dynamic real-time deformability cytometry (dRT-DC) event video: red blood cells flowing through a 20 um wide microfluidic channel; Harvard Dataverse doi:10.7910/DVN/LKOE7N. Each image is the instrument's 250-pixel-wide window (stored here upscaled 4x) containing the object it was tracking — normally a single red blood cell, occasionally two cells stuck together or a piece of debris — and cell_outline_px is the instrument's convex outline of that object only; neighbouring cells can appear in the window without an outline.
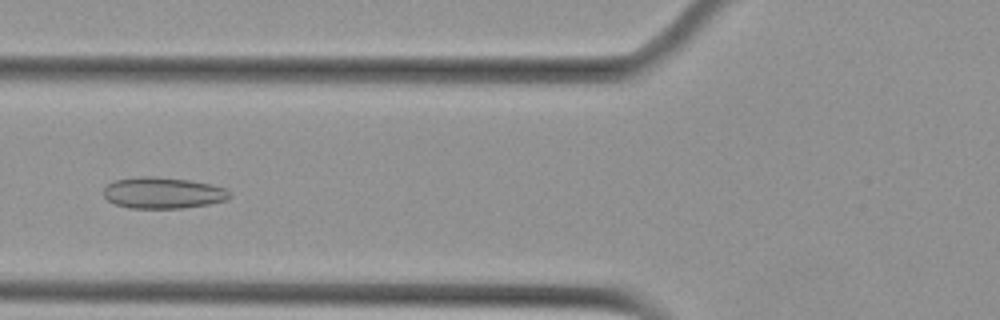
{"species": "Egyptian fruit bat (a non-hibernating species)", "species_latin": "Rousettus aegyptiacus", "temperature_condition": "cold", "stored_images_in_passage": 8, "camera_frame_rate_fps": 3000, "um_per_image_px": 0.085, "animal": {"sex": "female"}, "frame": {"image": 1, "passage_image": 6, "time_ms": 1.667, "image_size_px": [1000, 320], "cell_outline_px": [[232, 196], [228, 200], [208, 204], [184, 208], [128, 208], [116, 204], [108, 200], [104, 196], [104, 188], [108, 184], [116, 180], [140, 176], [152, 176], [188, 180], [212, 184], [224, 188]], "centroid_in_image_um": [13.86, 16.4], "position_along_channel_um": 111.9, "area_um2": 22.95}}
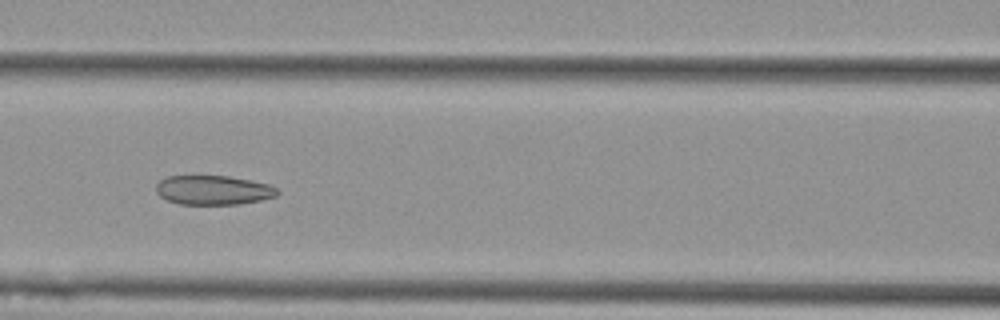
{"frame": {"image": 2, "passage_image": 7, "time_ms": 2.0, "image_size_px": [1000, 320], "cell_outline_px": [[280, 192], [276, 196], [260, 200], [240, 204], [180, 204], [168, 200], [160, 196], [156, 192], [156, 184], [160, 180], [168, 176], [228, 176], [268, 184], [276, 188]], "centroid_in_image_um": [18.12, 16.16], "position_along_channel_um": 148.5, "area_um2": 20.58}}
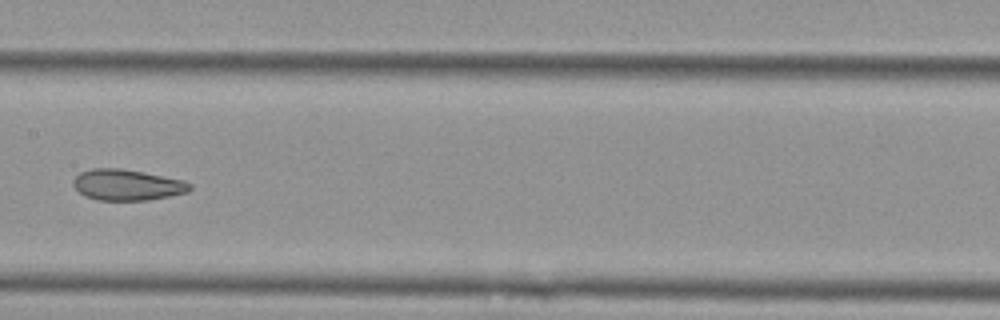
{"frame": {"image": 3, "passage_image": 8, "time_ms": 2.333, "image_size_px": [1000, 320], "cell_outline_px": [[192, 188], [188, 192], [148, 200], [96, 200], [84, 196], [72, 184], [72, 180], [80, 172], [92, 168], [120, 168], [184, 180], [192, 184]], "centroid_in_image_um": [10.79, 15.71], "position_along_channel_um": 196.6, "area_um2": 21.04}}